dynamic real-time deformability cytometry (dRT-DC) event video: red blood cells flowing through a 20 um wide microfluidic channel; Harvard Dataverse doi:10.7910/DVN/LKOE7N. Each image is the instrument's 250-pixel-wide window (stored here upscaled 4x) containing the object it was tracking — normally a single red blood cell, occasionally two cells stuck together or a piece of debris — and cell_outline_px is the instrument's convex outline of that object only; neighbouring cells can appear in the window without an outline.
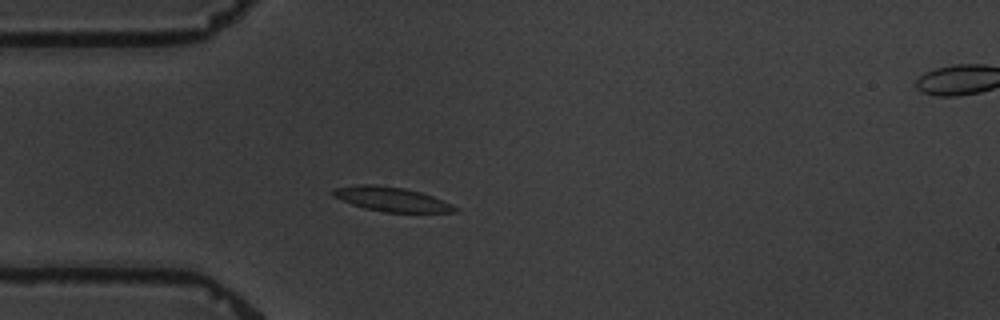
{"species": "common noctule bat (a hibernating species)", "species_latin": "Nyctalus noctula", "temperature_condition": "warm", "stored_images_in_passage": 4, "camera_frame_rate_fps": 3000, "um_per_image_px": 0.085, "animal": {"sex": "male", "body_mass_g": 19.5, "forearm_length_mm": 54.6}, "frame": {"image": 1, "passage_image": 3, "time_ms": 3.667, "image_size_px": [1000, 320], "cell_outline_px": [[460, 208], [456, 212], [384, 212], [364, 208], [352, 204], [332, 196], [332, 192], [336, 188], [356, 184], [372, 184], [404, 188], [420, 192], [432, 196], [452, 204]], "centroid_in_image_um": [33.29, 16.93], "position_along_channel_um": 51.7, "area_um2": 17.22}}